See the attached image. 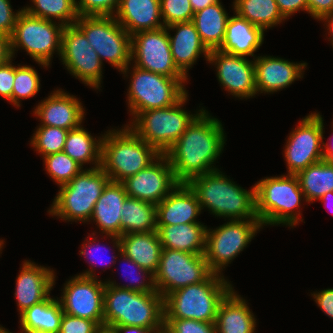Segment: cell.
I'll return each mask as SVG.
<instances>
[{"label":"cell","mask_w":333,"mask_h":333,"mask_svg":"<svg viewBox=\"0 0 333 333\" xmlns=\"http://www.w3.org/2000/svg\"><path fill=\"white\" fill-rule=\"evenodd\" d=\"M255 186L256 212L262 225L283 223L295 226L298 223V213L293 211L304 195L296 175L266 178Z\"/></svg>","instance_id":"52a82bcc"},{"label":"cell","mask_w":333,"mask_h":333,"mask_svg":"<svg viewBox=\"0 0 333 333\" xmlns=\"http://www.w3.org/2000/svg\"><path fill=\"white\" fill-rule=\"evenodd\" d=\"M175 28L177 32L174 37L168 33L172 58L178 70L187 77L188 67H191L199 54L204 53L208 60L210 50L202 42L192 21L166 26L168 30Z\"/></svg>","instance_id":"cb8c5ba5"},{"label":"cell","mask_w":333,"mask_h":333,"mask_svg":"<svg viewBox=\"0 0 333 333\" xmlns=\"http://www.w3.org/2000/svg\"><path fill=\"white\" fill-rule=\"evenodd\" d=\"M10 58L0 65V95L12 102L13 83L15 78V66H12Z\"/></svg>","instance_id":"7dc6e473"},{"label":"cell","mask_w":333,"mask_h":333,"mask_svg":"<svg viewBox=\"0 0 333 333\" xmlns=\"http://www.w3.org/2000/svg\"><path fill=\"white\" fill-rule=\"evenodd\" d=\"M75 25L98 54L126 74L131 59V35L113 16H79Z\"/></svg>","instance_id":"9c48e42d"},{"label":"cell","mask_w":333,"mask_h":333,"mask_svg":"<svg viewBox=\"0 0 333 333\" xmlns=\"http://www.w3.org/2000/svg\"><path fill=\"white\" fill-rule=\"evenodd\" d=\"M63 310L58 299L50 296L21 313L20 323L25 333H59Z\"/></svg>","instance_id":"4dcf8cb0"},{"label":"cell","mask_w":333,"mask_h":333,"mask_svg":"<svg viewBox=\"0 0 333 333\" xmlns=\"http://www.w3.org/2000/svg\"><path fill=\"white\" fill-rule=\"evenodd\" d=\"M323 127L321 115L313 113L304 118L291 133L285 149L288 174L296 175L311 164L323 160Z\"/></svg>","instance_id":"e0dca14e"},{"label":"cell","mask_w":333,"mask_h":333,"mask_svg":"<svg viewBox=\"0 0 333 333\" xmlns=\"http://www.w3.org/2000/svg\"><path fill=\"white\" fill-rule=\"evenodd\" d=\"M206 229L201 223L157 226L163 248L205 254Z\"/></svg>","instance_id":"f546056e"},{"label":"cell","mask_w":333,"mask_h":333,"mask_svg":"<svg viewBox=\"0 0 333 333\" xmlns=\"http://www.w3.org/2000/svg\"><path fill=\"white\" fill-rule=\"evenodd\" d=\"M333 196V191H330V192H327L326 194H324L321 198H320V200H322V202L323 201H327V199L330 197H332Z\"/></svg>","instance_id":"6f0895ef"},{"label":"cell","mask_w":333,"mask_h":333,"mask_svg":"<svg viewBox=\"0 0 333 333\" xmlns=\"http://www.w3.org/2000/svg\"><path fill=\"white\" fill-rule=\"evenodd\" d=\"M79 3V4H78ZM120 0H80L75 1L79 16H112L113 9L118 10Z\"/></svg>","instance_id":"7bdbcfd3"},{"label":"cell","mask_w":333,"mask_h":333,"mask_svg":"<svg viewBox=\"0 0 333 333\" xmlns=\"http://www.w3.org/2000/svg\"><path fill=\"white\" fill-rule=\"evenodd\" d=\"M95 278L89 270L69 280L59 302L65 314L93 320L104 330L105 282Z\"/></svg>","instance_id":"5bb4252c"},{"label":"cell","mask_w":333,"mask_h":333,"mask_svg":"<svg viewBox=\"0 0 333 333\" xmlns=\"http://www.w3.org/2000/svg\"><path fill=\"white\" fill-rule=\"evenodd\" d=\"M68 131L54 126L41 125L31 139V144L43 157L62 152Z\"/></svg>","instance_id":"f35d334b"},{"label":"cell","mask_w":333,"mask_h":333,"mask_svg":"<svg viewBox=\"0 0 333 333\" xmlns=\"http://www.w3.org/2000/svg\"><path fill=\"white\" fill-rule=\"evenodd\" d=\"M63 28L61 23L56 26L52 20L34 17L22 9L10 37L11 56L14 48L22 46L36 62L48 66L55 49L61 55Z\"/></svg>","instance_id":"8fae6325"},{"label":"cell","mask_w":333,"mask_h":333,"mask_svg":"<svg viewBox=\"0 0 333 333\" xmlns=\"http://www.w3.org/2000/svg\"><path fill=\"white\" fill-rule=\"evenodd\" d=\"M11 56L10 38L0 33V65L6 63Z\"/></svg>","instance_id":"f5cc1de1"},{"label":"cell","mask_w":333,"mask_h":333,"mask_svg":"<svg viewBox=\"0 0 333 333\" xmlns=\"http://www.w3.org/2000/svg\"><path fill=\"white\" fill-rule=\"evenodd\" d=\"M129 87V106L136 117L140 112L176 104L185 94L187 78H172L134 66Z\"/></svg>","instance_id":"30bf717a"},{"label":"cell","mask_w":333,"mask_h":333,"mask_svg":"<svg viewBox=\"0 0 333 333\" xmlns=\"http://www.w3.org/2000/svg\"><path fill=\"white\" fill-rule=\"evenodd\" d=\"M109 181L101 166L82 170L70 182L60 186L49 213L69 221L89 220L95 203Z\"/></svg>","instance_id":"8992f818"},{"label":"cell","mask_w":333,"mask_h":333,"mask_svg":"<svg viewBox=\"0 0 333 333\" xmlns=\"http://www.w3.org/2000/svg\"><path fill=\"white\" fill-rule=\"evenodd\" d=\"M133 57L138 68L172 78H186L174 64L166 27L131 35V59Z\"/></svg>","instance_id":"9a60e30c"},{"label":"cell","mask_w":333,"mask_h":333,"mask_svg":"<svg viewBox=\"0 0 333 333\" xmlns=\"http://www.w3.org/2000/svg\"><path fill=\"white\" fill-rule=\"evenodd\" d=\"M22 10L14 14L9 0H0V33L12 36L17 18Z\"/></svg>","instance_id":"bcb514c9"},{"label":"cell","mask_w":333,"mask_h":333,"mask_svg":"<svg viewBox=\"0 0 333 333\" xmlns=\"http://www.w3.org/2000/svg\"><path fill=\"white\" fill-rule=\"evenodd\" d=\"M313 295L318 306H320L328 316L333 318V289L322 290Z\"/></svg>","instance_id":"f907efd6"},{"label":"cell","mask_w":333,"mask_h":333,"mask_svg":"<svg viewBox=\"0 0 333 333\" xmlns=\"http://www.w3.org/2000/svg\"><path fill=\"white\" fill-rule=\"evenodd\" d=\"M208 61L216 63L218 80L232 95L248 98L258 93L254 62L219 49L210 50Z\"/></svg>","instance_id":"d6986e66"},{"label":"cell","mask_w":333,"mask_h":333,"mask_svg":"<svg viewBox=\"0 0 333 333\" xmlns=\"http://www.w3.org/2000/svg\"><path fill=\"white\" fill-rule=\"evenodd\" d=\"M157 206V226L198 223L197 196L187 183H179Z\"/></svg>","instance_id":"ffe728a7"},{"label":"cell","mask_w":333,"mask_h":333,"mask_svg":"<svg viewBox=\"0 0 333 333\" xmlns=\"http://www.w3.org/2000/svg\"><path fill=\"white\" fill-rule=\"evenodd\" d=\"M193 9V12L204 9L212 4L218 3L219 0H189Z\"/></svg>","instance_id":"db71d44e"},{"label":"cell","mask_w":333,"mask_h":333,"mask_svg":"<svg viewBox=\"0 0 333 333\" xmlns=\"http://www.w3.org/2000/svg\"><path fill=\"white\" fill-rule=\"evenodd\" d=\"M333 10V0H308V12L314 18L321 19Z\"/></svg>","instance_id":"681fc988"},{"label":"cell","mask_w":333,"mask_h":333,"mask_svg":"<svg viewBox=\"0 0 333 333\" xmlns=\"http://www.w3.org/2000/svg\"><path fill=\"white\" fill-rule=\"evenodd\" d=\"M127 127L122 131H110L102 138L101 167L110 181L122 183L161 155Z\"/></svg>","instance_id":"5b68a950"},{"label":"cell","mask_w":333,"mask_h":333,"mask_svg":"<svg viewBox=\"0 0 333 333\" xmlns=\"http://www.w3.org/2000/svg\"><path fill=\"white\" fill-rule=\"evenodd\" d=\"M164 327L170 333H216L215 323L193 319H164Z\"/></svg>","instance_id":"b9f144b4"},{"label":"cell","mask_w":333,"mask_h":333,"mask_svg":"<svg viewBox=\"0 0 333 333\" xmlns=\"http://www.w3.org/2000/svg\"><path fill=\"white\" fill-rule=\"evenodd\" d=\"M281 15L286 19L299 9L308 12V0H275Z\"/></svg>","instance_id":"c3c4849f"},{"label":"cell","mask_w":333,"mask_h":333,"mask_svg":"<svg viewBox=\"0 0 333 333\" xmlns=\"http://www.w3.org/2000/svg\"><path fill=\"white\" fill-rule=\"evenodd\" d=\"M257 91L275 92L301 78L306 63L295 64L288 60L274 57H258L255 61Z\"/></svg>","instance_id":"603a6c76"},{"label":"cell","mask_w":333,"mask_h":333,"mask_svg":"<svg viewBox=\"0 0 333 333\" xmlns=\"http://www.w3.org/2000/svg\"><path fill=\"white\" fill-rule=\"evenodd\" d=\"M213 273L205 255L163 248L154 282L165 298L175 290L207 280Z\"/></svg>","instance_id":"7c38bea8"},{"label":"cell","mask_w":333,"mask_h":333,"mask_svg":"<svg viewBox=\"0 0 333 333\" xmlns=\"http://www.w3.org/2000/svg\"><path fill=\"white\" fill-rule=\"evenodd\" d=\"M104 331L127 325L158 331L164 327V298L158 292L142 293L105 283Z\"/></svg>","instance_id":"7a4b0ae2"},{"label":"cell","mask_w":333,"mask_h":333,"mask_svg":"<svg viewBox=\"0 0 333 333\" xmlns=\"http://www.w3.org/2000/svg\"><path fill=\"white\" fill-rule=\"evenodd\" d=\"M60 56L63 64L75 77L89 86L99 87L102 61L76 25L64 26Z\"/></svg>","instance_id":"2e32d148"},{"label":"cell","mask_w":333,"mask_h":333,"mask_svg":"<svg viewBox=\"0 0 333 333\" xmlns=\"http://www.w3.org/2000/svg\"><path fill=\"white\" fill-rule=\"evenodd\" d=\"M233 5L237 15L263 30L285 19L275 0H235Z\"/></svg>","instance_id":"d590c367"},{"label":"cell","mask_w":333,"mask_h":333,"mask_svg":"<svg viewBox=\"0 0 333 333\" xmlns=\"http://www.w3.org/2000/svg\"><path fill=\"white\" fill-rule=\"evenodd\" d=\"M101 142L102 139L98 140L97 144L93 136L83 129V127L79 126L68 131L63 152L81 166L85 162L94 161L96 163L95 167H100L102 153Z\"/></svg>","instance_id":"e575fe53"},{"label":"cell","mask_w":333,"mask_h":333,"mask_svg":"<svg viewBox=\"0 0 333 333\" xmlns=\"http://www.w3.org/2000/svg\"><path fill=\"white\" fill-rule=\"evenodd\" d=\"M220 1L194 13V23L204 45L209 50L218 49L224 40L229 16Z\"/></svg>","instance_id":"1f68e13d"},{"label":"cell","mask_w":333,"mask_h":333,"mask_svg":"<svg viewBox=\"0 0 333 333\" xmlns=\"http://www.w3.org/2000/svg\"><path fill=\"white\" fill-rule=\"evenodd\" d=\"M263 31L265 30L261 27L253 25L236 14L228 18L225 37L218 49L236 56H253V53L262 45Z\"/></svg>","instance_id":"4316f807"},{"label":"cell","mask_w":333,"mask_h":333,"mask_svg":"<svg viewBox=\"0 0 333 333\" xmlns=\"http://www.w3.org/2000/svg\"><path fill=\"white\" fill-rule=\"evenodd\" d=\"M330 19V20H329ZM321 20H326L329 24H328V29L331 32V37L333 36V10L328 12L326 15H324ZM332 44H333V37H332Z\"/></svg>","instance_id":"9f6ffc18"},{"label":"cell","mask_w":333,"mask_h":333,"mask_svg":"<svg viewBox=\"0 0 333 333\" xmlns=\"http://www.w3.org/2000/svg\"><path fill=\"white\" fill-rule=\"evenodd\" d=\"M121 236L128 233L157 231V206L127 197L122 207Z\"/></svg>","instance_id":"d6a6232c"},{"label":"cell","mask_w":333,"mask_h":333,"mask_svg":"<svg viewBox=\"0 0 333 333\" xmlns=\"http://www.w3.org/2000/svg\"><path fill=\"white\" fill-rule=\"evenodd\" d=\"M127 197L121 182L109 181L104 187L90 218L96 221L103 233L121 236L122 207Z\"/></svg>","instance_id":"484cf974"},{"label":"cell","mask_w":333,"mask_h":333,"mask_svg":"<svg viewBox=\"0 0 333 333\" xmlns=\"http://www.w3.org/2000/svg\"><path fill=\"white\" fill-rule=\"evenodd\" d=\"M224 139L221 122L204 110L164 154L175 179L187 183L195 176L217 170L211 164L220 155Z\"/></svg>","instance_id":"6da1fadb"},{"label":"cell","mask_w":333,"mask_h":333,"mask_svg":"<svg viewBox=\"0 0 333 333\" xmlns=\"http://www.w3.org/2000/svg\"><path fill=\"white\" fill-rule=\"evenodd\" d=\"M122 253L132 259L138 266L150 271L153 275L157 272L162 244L157 231L148 233H128L119 237Z\"/></svg>","instance_id":"83f0119b"},{"label":"cell","mask_w":333,"mask_h":333,"mask_svg":"<svg viewBox=\"0 0 333 333\" xmlns=\"http://www.w3.org/2000/svg\"><path fill=\"white\" fill-rule=\"evenodd\" d=\"M232 289L223 276L213 273L205 281L169 293L164 298V319L215 323L218 307Z\"/></svg>","instance_id":"277c9868"},{"label":"cell","mask_w":333,"mask_h":333,"mask_svg":"<svg viewBox=\"0 0 333 333\" xmlns=\"http://www.w3.org/2000/svg\"><path fill=\"white\" fill-rule=\"evenodd\" d=\"M186 100L187 93L174 105L140 112L130 128L160 154H165L204 111L195 116L188 114L180 108Z\"/></svg>","instance_id":"ba28073f"},{"label":"cell","mask_w":333,"mask_h":333,"mask_svg":"<svg viewBox=\"0 0 333 333\" xmlns=\"http://www.w3.org/2000/svg\"><path fill=\"white\" fill-rule=\"evenodd\" d=\"M111 237H113L114 240H115V244H116V246H117V248H118V250L121 254V258H124V260L128 261V263H130L131 266H135V268H137L139 272L145 273V274L148 273L150 275L149 277L151 279H149L150 282L148 284L147 283L145 284L144 282H142V280H141V282H139L138 279L136 280L135 278L131 279V281H137L135 283L138 284V282H139L140 284H138V285H129V286L128 285L127 286H118V285H115L113 282H110V281L107 282V284H110V285L118 287V288L133 290V291L142 292V293L157 292L155 282H154V275L150 271H148L146 269H143L140 266H138L132 259H130L129 257L125 256L122 253L121 241H120V238L118 236L111 235ZM132 273H133V271L131 270V274ZM138 275H139V273H138Z\"/></svg>","instance_id":"f6af8a7d"},{"label":"cell","mask_w":333,"mask_h":333,"mask_svg":"<svg viewBox=\"0 0 333 333\" xmlns=\"http://www.w3.org/2000/svg\"><path fill=\"white\" fill-rule=\"evenodd\" d=\"M0 333H11V332H9V331L3 329L2 327H0ZM24 333H25V332H24Z\"/></svg>","instance_id":"94428289"},{"label":"cell","mask_w":333,"mask_h":333,"mask_svg":"<svg viewBox=\"0 0 333 333\" xmlns=\"http://www.w3.org/2000/svg\"><path fill=\"white\" fill-rule=\"evenodd\" d=\"M47 172L61 186L70 182L82 171L79 163L65 152H57L44 158Z\"/></svg>","instance_id":"74e56055"},{"label":"cell","mask_w":333,"mask_h":333,"mask_svg":"<svg viewBox=\"0 0 333 333\" xmlns=\"http://www.w3.org/2000/svg\"><path fill=\"white\" fill-rule=\"evenodd\" d=\"M109 333H155L153 329H147L144 327L136 326H127V325H118L112 326L109 330Z\"/></svg>","instance_id":"816d5d0a"},{"label":"cell","mask_w":333,"mask_h":333,"mask_svg":"<svg viewBox=\"0 0 333 333\" xmlns=\"http://www.w3.org/2000/svg\"><path fill=\"white\" fill-rule=\"evenodd\" d=\"M32 2L36 9L26 7L23 10L34 17L50 21L53 17L61 20L63 26L75 25L78 20L75 0H32Z\"/></svg>","instance_id":"8d00e7d4"},{"label":"cell","mask_w":333,"mask_h":333,"mask_svg":"<svg viewBox=\"0 0 333 333\" xmlns=\"http://www.w3.org/2000/svg\"><path fill=\"white\" fill-rule=\"evenodd\" d=\"M3 240L2 241H0V250H1V248H2V246L1 245H3Z\"/></svg>","instance_id":"6125c7cd"},{"label":"cell","mask_w":333,"mask_h":333,"mask_svg":"<svg viewBox=\"0 0 333 333\" xmlns=\"http://www.w3.org/2000/svg\"><path fill=\"white\" fill-rule=\"evenodd\" d=\"M116 13L115 19L130 35L165 27L159 22L160 0H120Z\"/></svg>","instance_id":"d4e9b609"},{"label":"cell","mask_w":333,"mask_h":333,"mask_svg":"<svg viewBox=\"0 0 333 333\" xmlns=\"http://www.w3.org/2000/svg\"><path fill=\"white\" fill-rule=\"evenodd\" d=\"M156 160L122 182L128 197L157 205L179 184L168 158L161 154Z\"/></svg>","instance_id":"ac0fdd59"},{"label":"cell","mask_w":333,"mask_h":333,"mask_svg":"<svg viewBox=\"0 0 333 333\" xmlns=\"http://www.w3.org/2000/svg\"><path fill=\"white\" fill-rule=\"evenodd\" d=\"M42 125L71 130L81 125L84 109L74 96L57 90L35 109Z\"/></svg>","instance_id":"7402d4cb"},{"label":"cell","mask_w":333,"mask_h":333,"mask_svg":"<svg viewBox=\"0 0 333 333\" xmlns=\"http://www.w3.org/2000/svg\"><path fill=\"white\" fill-rule=\"evenodd\" d=\"M103 329L93 320L63 314L59 333H101Z\"/></svg>","instance_id":"ee69618b"},{"label":"cell","mask_w":333,"mask_h":333,"mask_svg":"<svg viewBox=\"0 0 333 333\" xmlns=\"http://www.w3.org/2000/svg\"><path fill=\"white\" fill-rule=\"evenodd\" d=\"M299 186L307 202L320 199L333 191V163L321 160L296 174Z\"/></svg>","instance_id":"836d02e7"},{"label":"cell","mask_w":333,"mask_h":333,"mask_svg":"<svg viewBox=\"0 0 333 333\" xmlns=\"http://www.w3.org/2000/svg\"><path fill=\"white\" fill-rule=\"evenodd\" d=\"M260 220H231L217 229H206L205 259L214 273L243 251L257 230Z\"/></svg>","instance_id":"4fadbf2b"},{"label":"cell","mask_w":333,"mask_h":333,"mask_svg":"<svg viewBox=\"0 0 333 333\" xmlns=\"http://www.w3.org/2000/svg\"><path fill=\"white\" fill-rule=\"evenodd\" d=\"M160 8L165 27L193 20L194 12L189 0H160Z\"/></svg>","instance_id":"60d3db41"},{"label":"cell","mask_w":333,"mask_h":333,"mask_svg":"<svg viewBox=\"0 0 333 333\" xmlns=\"http://www.w3.org/2000/svg\"><path fill=\"white\" fill-rule=\"evenodd\" d=\"M156 333H170L165 327H163L162 329L156 331Z\"/></svg>","instance_id":"91938a15"},{"label":"cell","mask_w":333,"mask_h":333,"mask_svg":"<svg viewBox=\"0 0 333 333\" xmlns=\"http://www.w3.org/2000/svg\"><path fill=\"white\" fill-rule=\"evenodd\" d=\"M232 289L221 301L216 318V333H253L255 318L245 300Z\"/></svg>","instance_id":"f1b7e54d"},{"label":"cell","mask_w":333,"mask_h":333,"mask_svg":"<svg viewBox=\"0 0 333 333\" xmlns=\"http://www.w3.org/2000/svg\"><path fill=\"white\" fill-rule=\"evenodd\" d=\"M326 148H325V151H323V160H327L328 162H332L333 163V147H330L327 144H323Z\"/></svg>","instance_id":"11a10c76"},{"label":"cell","mask_w":333,"mask_h":333,"mask_svg":"<svg viewBox=\"0 0 333 333\" xmlns=\"http://www.w3.org/2000/svg\"><path fill=\"white\" fill-rule=\"evenodd\" d=\"M93 249H95V251H97L99 248H98V245L96 246V248H93ZM91 252H94V251H92V250H90ZM80 254L81 255H87L88 253L85 251V250H81L80 251ZM93 255V257L95 256L94 254H92ZM93 261V260H92ZM102 261V260H101Z\"/></svg>","instance_id":"680465c9"},{"label":"cell","mask_w":333,"mask_h":333,"mask_svg":"<svg viewBox=\"0 0 333 333\" xmlns=\"http://www.w3.org/2000/svg\"><path fill=\"white\" fill-rule=\"evenodd\" d=\"M187 184L196 194L201 209L208 207L215 215L231 217V220H259L256 186L250 191L242 189L219 170L195 176Z\"/></svg>","instance_id":"3957f363"},{"label":"cell","mask_w":333,"mask_h":333,"mask_svg":"<svg viewBox=\"0 0 333 333\" xmlns=\"http://www.w3.org/2000/svg\"><path fill=\"white\" fill-rule=\"evenodd\" d=\"M53 270L25 261L16 281L15 297L20 314L47 299L54 285Z\"/></svg>","instance_id":"44dd1931"},{"label":"cell","mask_w":333,"mask_h":333,"mask_svg":"<svg viewBox=\"0 0 333 333\" xmlns=\"http://www.w3.org/2000/svg\"><path fill=\"white\" fill-rule=\"evenodd\" d=\"M40 88V79L37 72L30 66L15 67V78L12 91V103L17 107L20 98L34 96Z\"/></svg>","instance_id":"ab89813d"}]
</instances>
